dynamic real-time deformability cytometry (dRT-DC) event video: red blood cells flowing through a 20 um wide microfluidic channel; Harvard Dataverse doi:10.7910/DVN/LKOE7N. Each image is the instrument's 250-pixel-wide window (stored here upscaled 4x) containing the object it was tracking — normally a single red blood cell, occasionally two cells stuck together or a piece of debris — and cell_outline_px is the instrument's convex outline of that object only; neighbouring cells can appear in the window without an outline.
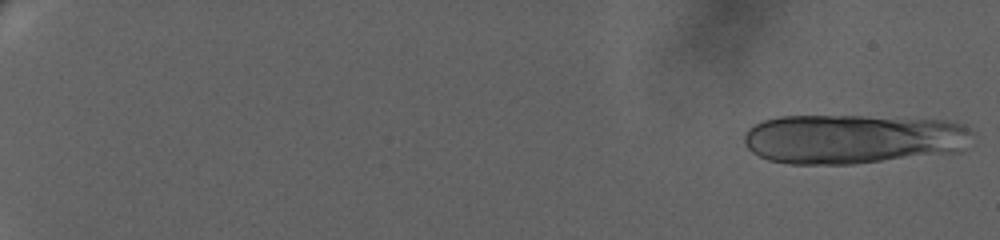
{"species": "human", "species_latin": "Homo sapiens", "temperature_condition": "warm", "stored_images_in_passage": 14, "camera_frame_rate_fps": 3000, "um_per_image_px": 0.085, "donor": {"sex": "female"}, "frame": {"image": 1, "passage_image": 1, "time_ms": 0.0, "image_size_px": [1000, 240], "cell_outline_px": [[972, 132], [964, 152], [852, 164], [788, 164], [768, 160], [752, 152], [744, 144], [744, 132], [748, 128], [764, 120], [780, 116], [864, 116], [944, 120], [960, 124], [968, 128]], "centroid_in_image_um": [72.5, 11.82], "position_along_channel_um": 12.5, "area_um2": 66.41}}